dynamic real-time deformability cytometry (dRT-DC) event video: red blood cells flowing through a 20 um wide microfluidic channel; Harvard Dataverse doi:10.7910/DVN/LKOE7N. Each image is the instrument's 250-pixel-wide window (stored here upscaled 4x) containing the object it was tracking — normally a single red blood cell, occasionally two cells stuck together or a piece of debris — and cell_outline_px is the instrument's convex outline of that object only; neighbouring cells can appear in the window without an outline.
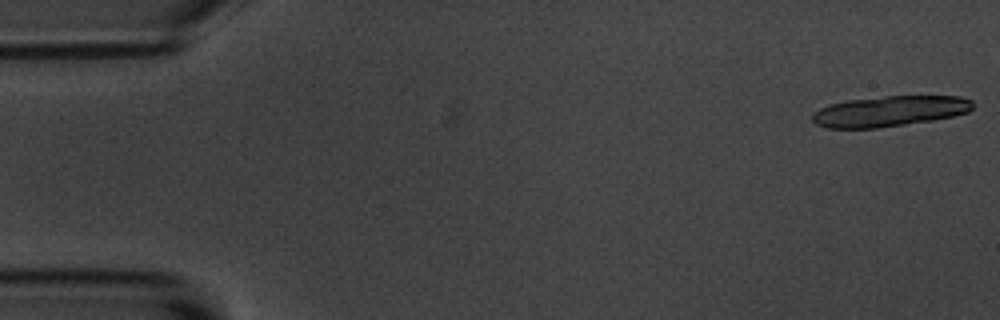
{"species": "common noctule bat (a hibernating species)", "species_latin": "Nyctalus noctula", "temperature_condition": "room temperature", "stored_images_in_passage": 18, "camera_frame_rate_fps": 3000, "um_per_image_px": 0.085, "animal": {"sex": "male", "body_mass_g": 20.1, "forearm_length_mm": 53.5}, "frame": {"image": 1, "passage_image": 1, "time_ms": 0.0, "image_size_px": [1000, 320], "cell_outline_px": [[972, 108], [968, 112], [952, 116], [932, 120], [876, 128], [828, 128], [816, 124], [812, 120], [812, 112], [828, 104], [848, 100], [884, 96], [960, 96], [972, 100]], "centroid_in_image_um": [75.58, 9.44], "position_along_channel_um": 9.4, "area_um2": 28.5}}